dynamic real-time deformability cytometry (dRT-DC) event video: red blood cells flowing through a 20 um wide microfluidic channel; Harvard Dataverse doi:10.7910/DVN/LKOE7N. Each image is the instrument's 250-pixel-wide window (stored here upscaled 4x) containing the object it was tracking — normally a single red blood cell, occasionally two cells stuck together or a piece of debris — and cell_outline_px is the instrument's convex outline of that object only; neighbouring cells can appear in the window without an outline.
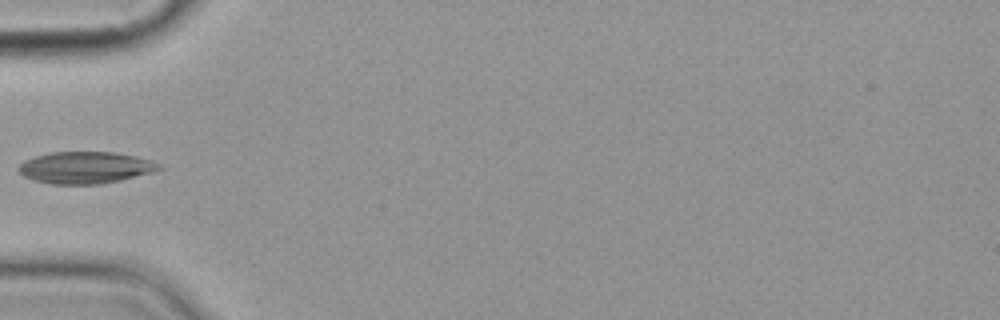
{"species": "common noctule bat (a hibernating species)", "species_latin": "Nyctalus noctula", "temperature_condition": "cold", "stored_images_in_passage": 7, "camera_frame_rate_fps": 3000, "um_per_image_px": 0.085, "animal": {"sex": "female", "body_mass_g": 19.9}, "frame": {"image": 1, "passage_image": 6, "time_ms": 6.0, "image_size_px": [1000, 320], "cell_outline_px": [[164, 168], [156, 172], [120, 180], [100, 184], [52, 184], [36, 180], [24, 176], [16, 168], [24, 160], [48, 152], [116, 152], [148, 160], [160, 164]], "centroid_in_image_um": [7.27, 14.24], "position_along_channel_um": 77.7, "area_um2": 26.01}}
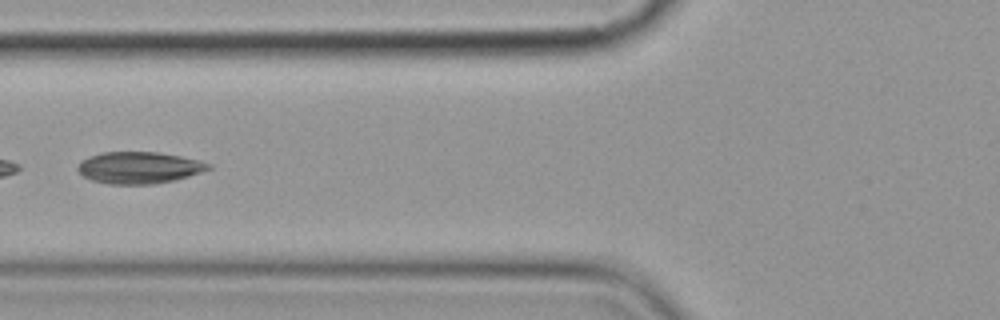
{"frame": {"image": 2, "passage_image": 7, "time_ms": 7.0, "image_size_px": [1000, 320], "cell_outline_px": [[212, 168], [176, 180], [152, 184], [108, 184], [92, 180], [84, 176], [76, 168], [80, 160], [88, 156], [104, 152], [156, 152], [180, 156], [200, 160], [212, 164]], "centroid_in_image_um": [11.81, 14.25], "position_along_channel_um": 114.0, "area_um2": 24.22}}